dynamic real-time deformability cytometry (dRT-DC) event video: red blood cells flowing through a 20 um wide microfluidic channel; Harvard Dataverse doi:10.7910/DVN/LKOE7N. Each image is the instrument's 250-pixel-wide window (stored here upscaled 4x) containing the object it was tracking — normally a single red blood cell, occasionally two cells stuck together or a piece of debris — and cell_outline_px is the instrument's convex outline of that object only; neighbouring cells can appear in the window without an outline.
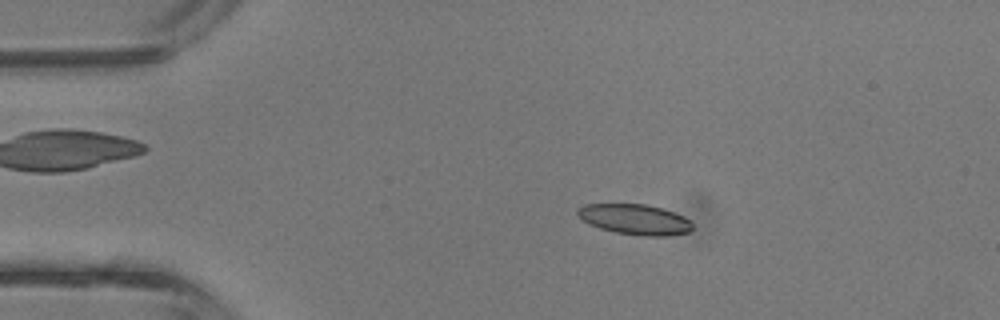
{"species": "common noctule bat (a hibernating species)", "species_latin": "Nyctalus noctula", "temperature_condition": "room temperature", "stored_images_in_passage": 41, "camera_frame_rate_fps": 3000, "um_per_image_px": 0.085, "animal": {"sex": "male", "body_mass_g": 13.3}, "frame": {"image": 1, "passage_image": 8, "time_ms": 2.333, "image_size_px": [1000, 320], "cell_outline_px": [[692, 228], [688, 232], [664, 236], [640, 236], [616, 232], [600, 228], [588, 224], [580, 220], [576, 212], [576, 208], [584, 204], [648, 204], [684, 216], [692, 220]], "centroid_in_image_um": [53.92, 18.64], "position_along_channel_um": 31.1, "area_um2": 20.52}}
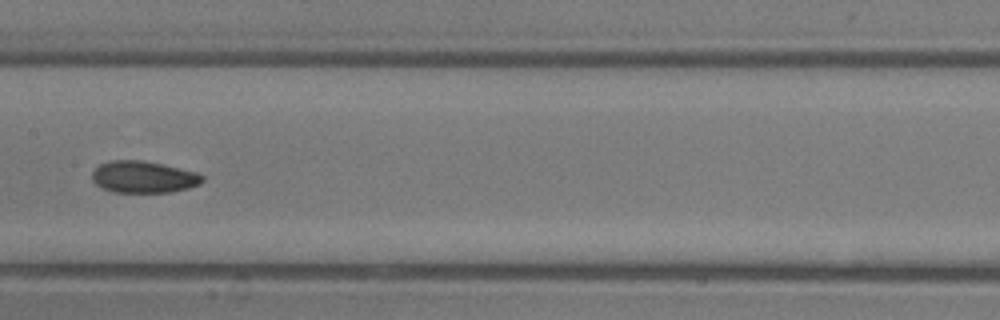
{"frame": {"image": 2, "passage_image": 21, "time_ms": 6.667, "image_size_px": [1000, 320], "cell_outline_px": [[204, 180], [200, 184], [188, 188], [168, 192], [112, 192], [96, 184], [92, 180], [92, 172], [100, 164], [112, 160], [144, 160], [196, 172], [204, 176]], "centroid_in_image_um": [12.2, 15.04], "position_along_channel_um": 195.2, "area_um2": 20.35}}
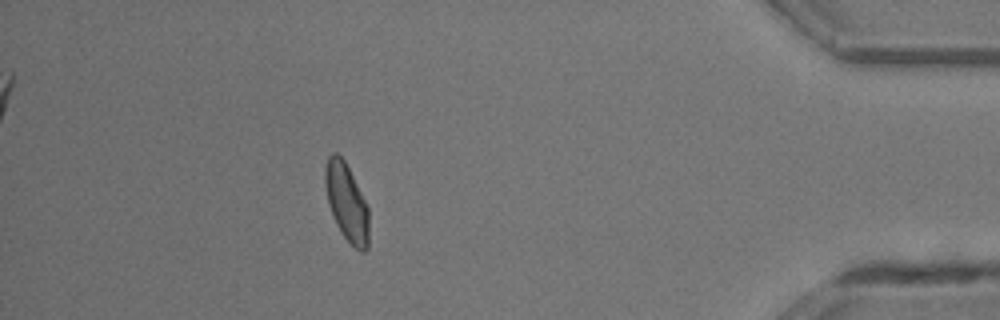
{"frame": {"image": 3, "passage_image": 37, "time_ms": 12.0, "image_size_px": [1000, 320], "cell_outline_px": [[368, 248], [364, 252], [360, 252], [344, 236], [336, 224], [328, 204], [324, 184], [324, 168], [328, 156], [332, 152], [336, 152], [344, 160], [368, 208]], "centroid_in_image_um": [29.43, 17.18], "position_along_channel_um": 405.8, "area_um2": 19.54}, "authors_computed_cell_mechanics": {"area_um2": 19.7676, "velocity_mm_per_s": 4.9359, "shape_relaxation_time_tau1_ms": 8.0559, "shape_relaxation_time_tau2_ms": 3.4939, "deformation_change_tau1": 0.1767, "deformation_change_tau2": 0.0965}}